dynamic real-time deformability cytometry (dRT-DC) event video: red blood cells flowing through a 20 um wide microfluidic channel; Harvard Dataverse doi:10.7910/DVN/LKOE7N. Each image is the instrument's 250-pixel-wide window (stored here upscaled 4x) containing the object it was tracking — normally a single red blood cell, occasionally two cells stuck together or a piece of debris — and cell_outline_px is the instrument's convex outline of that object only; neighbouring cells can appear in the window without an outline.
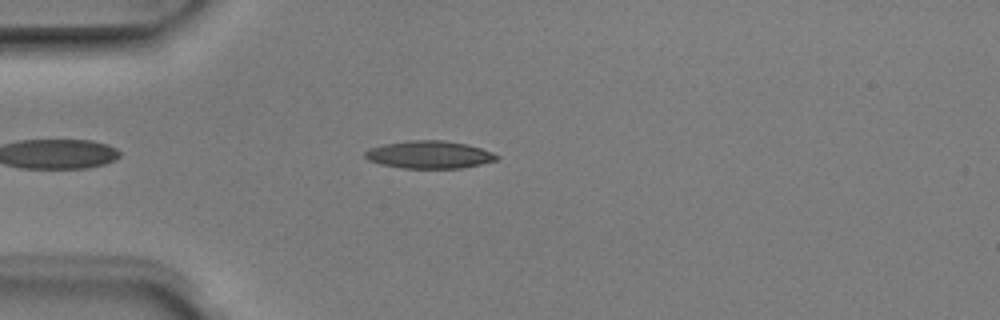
{"species": "Egyptian fruit bat (a non-hibernating species)", "species_latin": "Rousettus aegyptiacus", "temperature_condition": "room temperature", "stored_images_in_passage": 5, "camera_frame_rate_fps": 3000, "um_per_image_px": 0.085, "animal": {"sex": "male"}, "frame": {"image": 1, "passage_image": 4, "time_ms": 1.0, "image_size_px": [1000, 320], "cell_outline_px": [[500, 156], [496, 160], [480, 164], [460, 168], [400, 168], [380, 164], [368, 160], [364, 156], [364, 152], [368, 148], [384, 144], [408, 140], [444, 140], [468, 144], [492, 152]], "centroid_in_image_um": [36.45, 13.14], "position_along_channel_um": 48.5, "area_um2": 21.27}}